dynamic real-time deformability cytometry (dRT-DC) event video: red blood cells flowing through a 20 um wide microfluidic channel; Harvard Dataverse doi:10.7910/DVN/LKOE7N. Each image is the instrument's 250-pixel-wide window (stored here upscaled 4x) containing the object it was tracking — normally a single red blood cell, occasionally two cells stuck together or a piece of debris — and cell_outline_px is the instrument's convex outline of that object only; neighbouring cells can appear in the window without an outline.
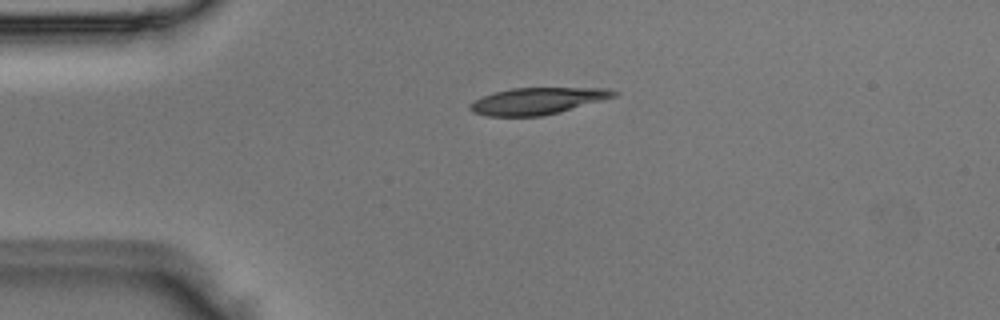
{"species": "Egyptian fruit bat (a non-hibernating species)", "species_latin": "Rousettus aegyptiacus", "temperature_condition": "room temperature", "stored_images_in_passage": 3, "camera_frame_rate_fps": 3000, "um_per_image_px": 0.085, "animal": {"sex": "male"}, "frame": {"image": 1, "passage_image": 2, "time_ms": 0.333, "image_size_px": [1000, 320], "cell_outline_px": [[620, 92], [616, 96], [560, 112], [540, 116], [488, 116], [472, 112], [468, 108], [468, 104], [484, 96], [496, 92], [512, 88], [608, 88]], "centroid_in_image_um": [45.69, 8.58], "position_along_channel_um": 39.3, "area_um2": 22.25}}